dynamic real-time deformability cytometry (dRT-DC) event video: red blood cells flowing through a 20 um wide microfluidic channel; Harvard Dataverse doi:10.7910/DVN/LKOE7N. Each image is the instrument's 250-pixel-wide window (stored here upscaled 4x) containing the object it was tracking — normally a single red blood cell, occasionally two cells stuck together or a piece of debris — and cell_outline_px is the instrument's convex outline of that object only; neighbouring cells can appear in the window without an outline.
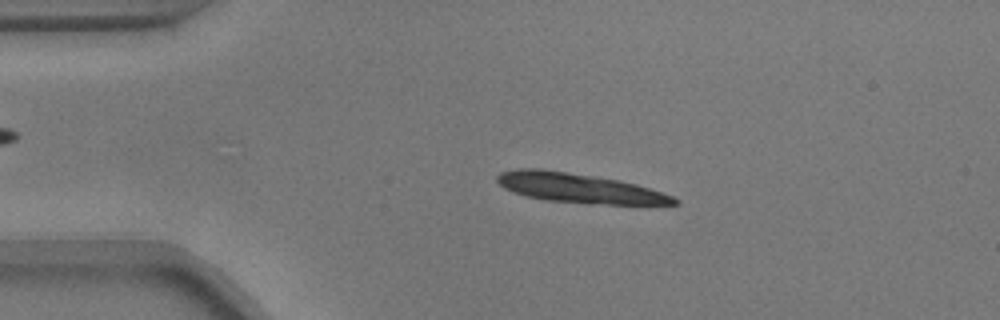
{"species": "common noctule bat (a hibernating species)", "species_latin": "Nyctalus noctula", "temperature_condition": "warm", "stored_images_in_passage": 50, "segment_of_instrument_passage": [1, 2], "camera_frame_rate_fps": 3000, "um_per_image_px": 0.085, "animal": {"sex": "male", "body_mass_g": 17.9}, "frame": {"image": 1, "passage_image": 7, "time_ms": 2.0, "image_size_px": [1000, 320], "cell_outline_px": [[680, 204], [588, 204], [544, 200], [524, 196], [504, 188], [496, 180], [496, 176], [500, 172], [516, 168], [540, 168], [596, 176], [620, 180], [636, 184], [672, 196], [680, 200]], "centroid_in_image_um": [49.17, 15.98], "position_along_channel_um": 35.8, "area_um2": 30.63}}